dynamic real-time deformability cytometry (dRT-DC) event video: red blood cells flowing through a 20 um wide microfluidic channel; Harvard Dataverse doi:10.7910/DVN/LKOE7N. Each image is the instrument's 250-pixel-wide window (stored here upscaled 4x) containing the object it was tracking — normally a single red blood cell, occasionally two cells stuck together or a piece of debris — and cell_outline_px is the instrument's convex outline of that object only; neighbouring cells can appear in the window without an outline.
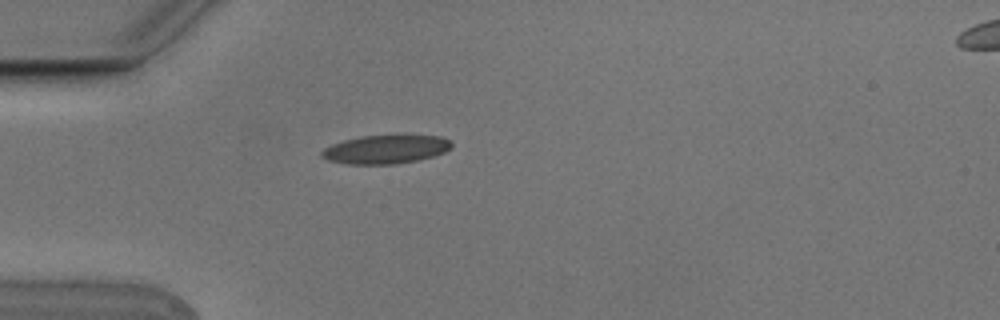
{"species": "Egyptian fruit bat (a non-hibernating species)", "species_latin": "Rousettus aegyptiacus", "temperature_condition": "cold", "stored_images_in_passage": 1, "camera_frame_rate_fps": 3000, "um_per_image_px": 0.085, "animal": {"sex": "male"}, "frame": {"image": 1, "passage_image": 1, "time_ms": 0.0, "image_size_px": [1000, 320], "cell_outline_px": [[452, 148], [444, 152], [432, 156], [416, 160], [396, 164], [348, 164], [328, 160], [320, 156], [320, 152], [324, 148], [332, 144], [344, 140], [360, 136], [440, 136], [452, 140]], "centroid_in_image_um": [32.77, 12.7], "position_along_channel_um": 52.2, "area_um2": 21.5}}